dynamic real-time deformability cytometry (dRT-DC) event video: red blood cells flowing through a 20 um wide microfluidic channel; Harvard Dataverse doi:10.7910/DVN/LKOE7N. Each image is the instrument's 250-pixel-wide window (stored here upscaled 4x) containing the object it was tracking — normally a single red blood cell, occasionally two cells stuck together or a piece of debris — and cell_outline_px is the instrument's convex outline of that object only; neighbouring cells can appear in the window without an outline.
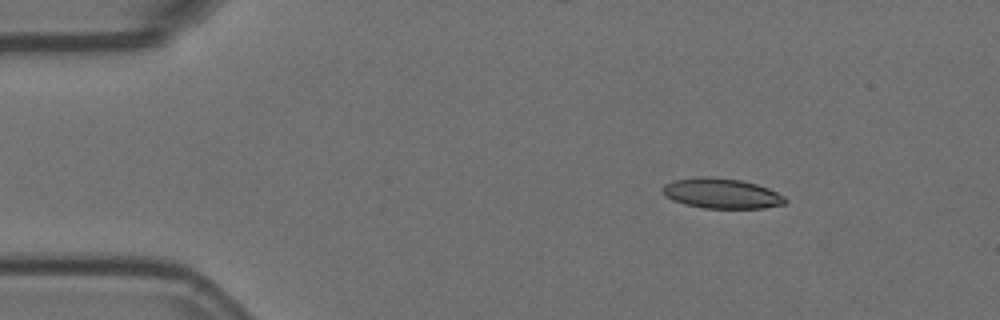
{"species": "Egyptian fruit bat (a non-hibernating species)", "species_latin": "Rousettus aegyptiacus", "temperature_condition": "room temperature", "stored_images_in_passage": 3, "camera_frame_rate_fps": 3000, "um_per_image_px": 0.085, "animal": {"sex": "female"}, "frame": {"image": 1, "passage_image": 1, "time_ms": 0.0, "image_size_px": [1000, 320], "cell_outline_px": [[788, 200], [784, 204], [764, 208], [704, 208], [684, 204], [672, 200], [660, 188], [664, 184], [672, 180], [700, 176], [740, 180], [756, 184], [768, 188], [784, 196]], "centroid_in_image_um": [61.32, 16.44], "position_along_channel_um": 23.7, "area_um2": 21.44}}